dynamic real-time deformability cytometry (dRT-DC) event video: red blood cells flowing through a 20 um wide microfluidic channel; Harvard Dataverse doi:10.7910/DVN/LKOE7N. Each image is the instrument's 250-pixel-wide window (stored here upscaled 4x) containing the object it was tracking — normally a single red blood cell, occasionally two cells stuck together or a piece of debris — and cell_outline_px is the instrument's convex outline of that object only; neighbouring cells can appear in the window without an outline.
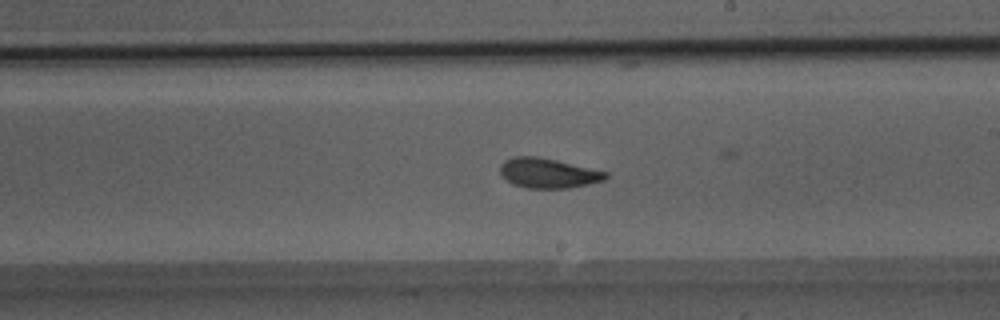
{"species": "Egyptian fruit bat (a non-hibernating species)", "species_latin": "Rousettus aegyptiacus", "temperature_condition": "room temperature", "stored_images_in_passage": 41, "camera_frame_rate_fps": 3000, "um_per_image_px": 0.085, "animal": {"sex": "male"}, "frame": {"image": 1, "passage_image": 29, "time_ms": 9.333, "image_size_px": [1000, 320], "cell_outline_px": [[608, 176], [604, 180], [588, 184], [568, 188], [528, 188], [512, 184], [500, 172], [500, 164], [504, 160], [512, 156], [540, 156], [608, 172]], "centroid_in_image_um": [46.58, 14.7], "position_along_channel_um": 242.4, "area_um2": 18.38}, "authors_computed_cell_mechanics": {"area_um2": 19.074, "velocity_mm_per_s": 4.0689, "shape_relaxation_time_tau1_ms": 5.5732, "shape_relaxation_time_tau2_ms": 1.9235, "deformation_change_tau1": 0.1385, "deformation_change_tau2": 0.0853}}